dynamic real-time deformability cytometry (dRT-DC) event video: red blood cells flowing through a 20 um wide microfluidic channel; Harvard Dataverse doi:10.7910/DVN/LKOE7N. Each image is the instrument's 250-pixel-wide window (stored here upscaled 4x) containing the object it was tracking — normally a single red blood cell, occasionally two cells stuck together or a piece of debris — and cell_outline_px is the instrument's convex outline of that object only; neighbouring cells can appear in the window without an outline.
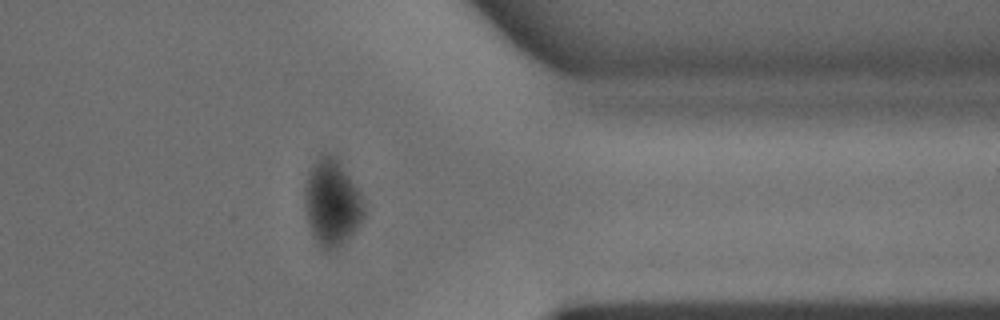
{"species": "common noctule bat (a hibernating species)", "species_latin": "Nyctalus noctula", "temperature_condition": "warm", "stored_images_in_passage": 29, "camera_frame_rate_fps": 3000, "um_per_image_px": 0.085, "animal": {"sex": "male", "body_mass_g": 15.6}, "frame": {"image": 1, "passage_image": 25, "time_ms": 8.0, "image_size_px": [1000, 320], "cell_outline_px": [[368, 212], [360, 224], [336, 248], [328, 252], [324, 252], [320, 248], [312, 236], [304, 208], [304, 188], [308, 172], [312, 164], [320, 152], [328, 152], [340, 164], [360, 192], [368, 208]], "centroid_in_image_um": [28.2, 17.24], "position_along_channel_um": 383.2, "area_um2": 30.35}}